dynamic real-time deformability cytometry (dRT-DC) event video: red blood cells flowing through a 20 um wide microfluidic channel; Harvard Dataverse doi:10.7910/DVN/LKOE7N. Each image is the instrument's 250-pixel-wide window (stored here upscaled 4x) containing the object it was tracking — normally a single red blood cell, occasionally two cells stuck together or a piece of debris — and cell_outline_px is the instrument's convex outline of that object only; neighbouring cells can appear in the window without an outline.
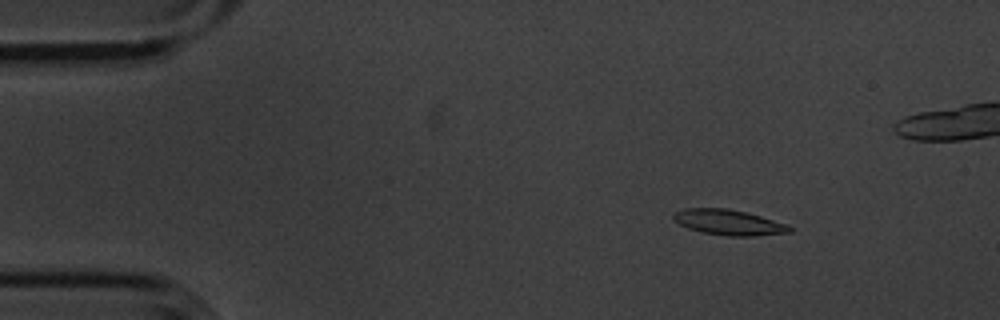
{"species": "common noctule bat (a hibernating species)", "species_latin": "Nyctalus noctula", "temperature_condition": "cold", "stored_images_in_passage": 57, "segment_of_instrument_passage": [1, 2], "camera_frame_rate_fps": 3000, "um_per_image_px": 0.085, "animal": {"sex": "male", "body_mass_g": 20.1, "forearm_length_mm": 53.5}, "frame": {"image": 1, "passage_image": 8, "time_ms": 2.333, "image_size_px": [1000, 320], "cell_outline_px": [[792, 232], [752, 236], [728, 236], [704, 232], [688, 228], [672, 220], [672, 216], [676, 212], [684, 208], [728, 208], [760, 216], [788, 224], [792, 228]], "centroid_in_image_um": [61.94, 18.9], "position_along_channel_um": 23.1, "area_um2": 17.11}}
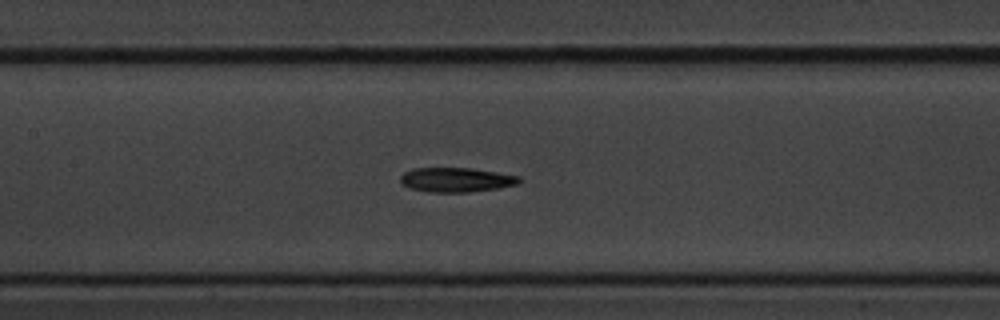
{"frame": {"image": 2, "passage_image": 26, "time_ms": 8.333, "image_size_px": [1000, 320], "cell_outline_px": [[520, 184], [496, 188], [468, 192], [428, 192], [408, 188], [400, 184], [400, 176], [404, 172], [412, 168], [472, 168], [520, 176]], "centroid_in_image_um": [38.73, 15.28], "position_along_channel_um": 168.7, "area_um2": 17.05}}
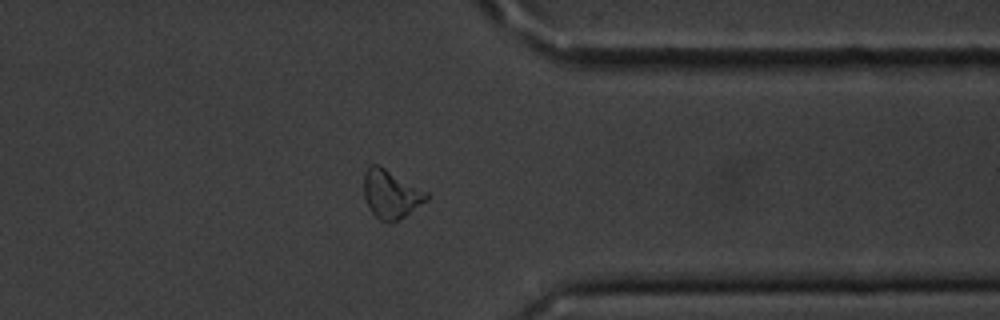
{"frame": {"image": 3, "passage_image": 44, "time_ms": 14.333, "image_size_px": [1000, 320], "cell_outline_px": [[428, 200], [404, 216], [396, 220], [380, 220], [368, 208], [364, 196], [364, 172], [372, 164], [380, 164], [428, 192]], "centroid_in_image_um": [33.22, 16.45], "position_along_channel_um": 378.2, "area_um2": 17.57}}